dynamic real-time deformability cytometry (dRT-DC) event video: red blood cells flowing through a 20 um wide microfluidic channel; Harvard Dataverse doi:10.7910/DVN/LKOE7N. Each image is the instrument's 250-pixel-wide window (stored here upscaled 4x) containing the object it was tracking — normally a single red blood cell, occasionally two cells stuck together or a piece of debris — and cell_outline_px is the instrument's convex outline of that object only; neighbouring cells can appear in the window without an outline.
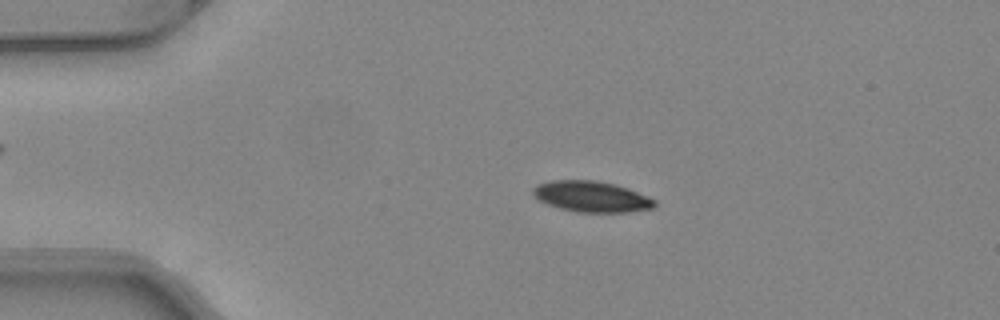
{"species": "common noctule bat (a hibernating species)", "species_latin": "Nyctalus noctula", "temperature_condition": "warm", "stored_images_in_passage": 49, "camera_frame_rate_fps": 3000, "um_per_image_px": 0.085, "animal": {"sex": "female", "body_mass_g": 24.6, "forearm_length_mm": 56.2}, "frame": {"image": 1, "passage_image": 10, "time_ms": 3.0, "image_size_px": [1000, 320], "cell_outline_px": [[656, 204], [652, 208], [628, 212], [580, 212], [560, 208], [548, 204], [540, 200], [532, 192], [532, 188], [536, 184], [552, 180], [596, 180], [616, 184], [628, 188], [648, 196], [656, 200]], "centroid_in_image_um": [50.29, 16.69], "position_along_channel_um": 34.7, "area_um2": 21.85}}
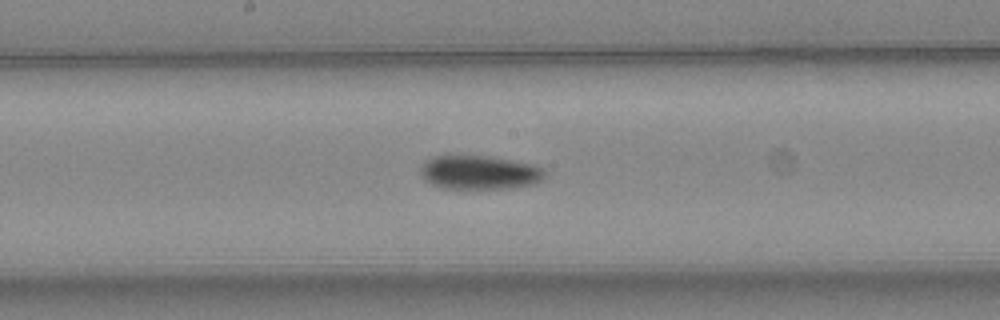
{"frame": {"image": 2, "passage_image": 26, "time_ms": 8.333, "image_size_px": [1000, 320], "cell_outline_px": [[544, 176], [536, 184], [512, 188], [444, 188], [432, 184], [424, 180], [420, 172], [420, 168], [424, 160], [432, 156], [452, 152], [488, 156], [536, 164], [544, 168]], "centroid_in_image_um": [40.7, 14.6], "position_along_channel_um": 207.5, "area_um2": 25.49}}
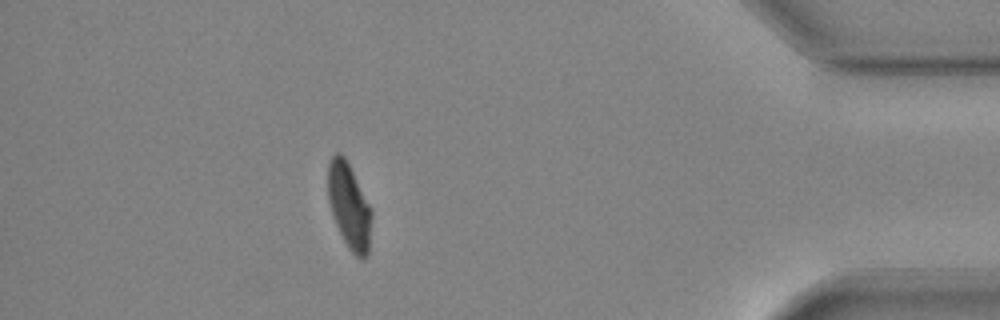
{"frame": {"image": 3, "passage_image": 44, "time_ms": 14.333, "image_size_px": [1000, 320], "cell_outline_px": [[372, 216], [368, 256], [364, 260], [360, 260], [348, 248], [332, 216], [328, 200], [328, 160], [336, 152], [340, 152], [344, 156], [372, 208]], "centroid_in_image_um": [29.68, 17.53], "position_along_channel_um": 405.5, "area_um2": 21.96}, "authors_computed_cell_mechanics": {"area_um2": 22.9466, "velocity_mm_per_s": 4.1008, "shape_relaxation_time_tau1_ms": 3.4304, "shape_relaxation_time_tau2_ms": 3.0737, "deformation_change_tau1": 0.1391, "deformation_change_tau2": 0.0661}}